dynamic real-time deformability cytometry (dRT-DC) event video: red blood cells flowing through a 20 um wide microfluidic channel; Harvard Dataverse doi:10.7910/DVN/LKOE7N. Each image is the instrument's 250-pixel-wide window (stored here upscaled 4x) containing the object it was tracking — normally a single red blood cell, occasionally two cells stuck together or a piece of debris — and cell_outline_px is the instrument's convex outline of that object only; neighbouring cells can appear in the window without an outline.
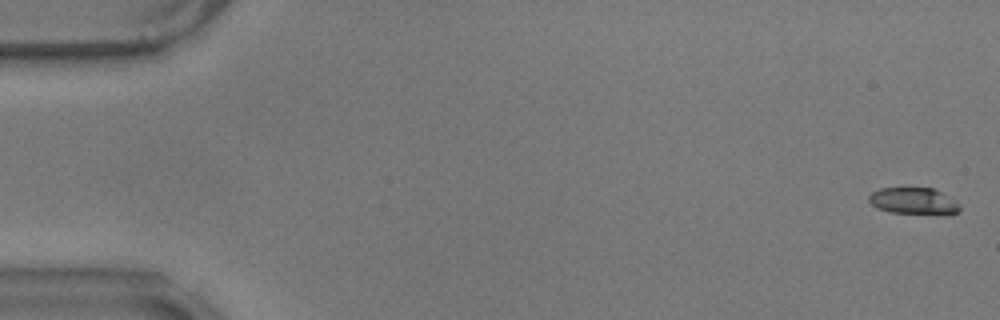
{"species": "common noctule bat (a hibernating species)", "species_latin": "Nyctalus noctula", "temperature_condition": "warm", "stored_images_in_passage": 59, "camera_frame_rate_fps": 3000, "um_per_image_px": 0.085, "animal": {"sex": "male", "body_mass_g": 17.9}, "frame": {"image": 1, "passage_image": 2, "time_ms": 0.333, "image_size_px": [1000, 320], "cell_outline_px": [[960, 212], [944, 216], [888, 212], [876, 208], [868, 200], [868, 196], [872, 192], [880, 188], [932, 188], [956, 200], [960, 208]], "centroid_in_image_um": [77.69, 17.12], "position_along_channel_um": 7.3, "area_um2": 14.57}}
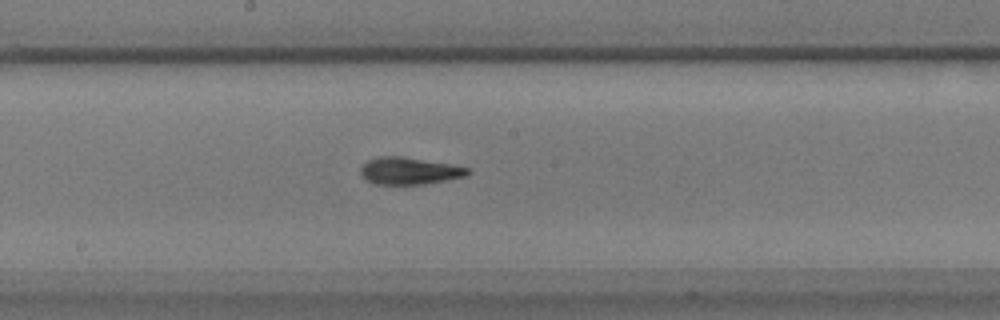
{"frame": {"image": 2, "passage_image": 32, "time_ms": 10.333, "image_size_px": [1000, 320], "cell_outline_px": [[472, 172], [468, 176], [448, 180], [424, 184], [376, 184], [364, 180], [360, 176], [360, 168], [368, 160], [376, 156], [400, 156], [452, 164], [472, 168]], "centroid_in_image_um": [34.82, 14.53], "position_along_channel_um": 213.4, "area_um2": 17.28}}
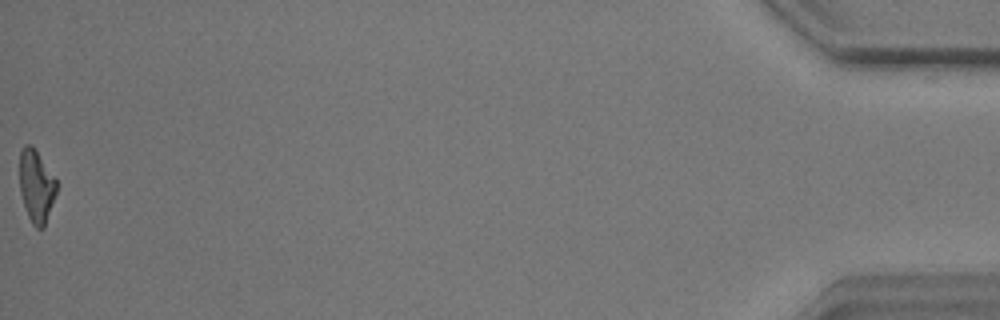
{"frame": {"image": 3, "passage_image": 59, "time_ms": 19.333, "image_size_px": [1000, 320], "cell_outline_px": [[56, 192], [44, 228], [36, 228], [32, 224], [28, 216], [20, 192], [20, 148], [24, 144], [32, 144], [56, 180]], "centroid_in_image_um": [3.07, 15.8], "position_along_channel_um": 432.1, "area_um2": 15.43}, "authors_computed_cell_mechanics": {"area_um2": 16.2996, "velocity_mm_per_s": 3.519, "shape_relaxation_time_tau1_ms": 5.1457, "shape_relaxation_time_tau2_ms": 2.0586, "deformation_change_tau1": 0.1901, "deformation_change_tau2": 0.1041}}